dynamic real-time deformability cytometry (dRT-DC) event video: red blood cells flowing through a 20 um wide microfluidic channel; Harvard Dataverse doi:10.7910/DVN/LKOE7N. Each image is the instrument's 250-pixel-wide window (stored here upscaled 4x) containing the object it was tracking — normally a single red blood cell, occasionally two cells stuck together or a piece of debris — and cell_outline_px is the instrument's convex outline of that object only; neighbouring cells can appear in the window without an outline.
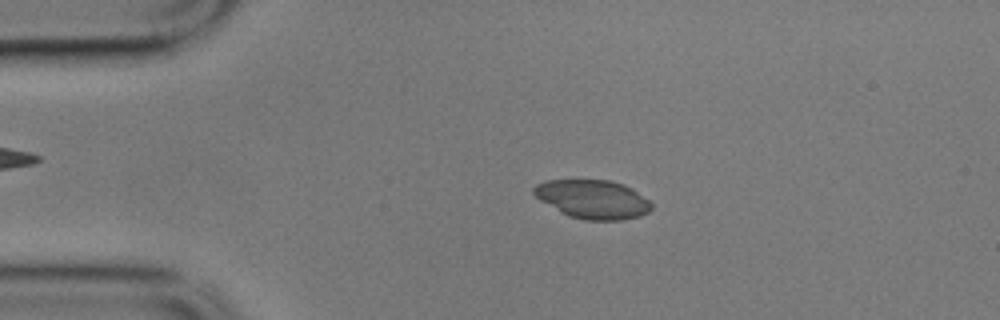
{"species": "common noctule bat (a hibernating species)", "species_latin": "Nyctalus noctula", "temperature_condition": "cold", "stored_images_in_passage": 57, "camera_frame_rate_fps": 3000, "um_per_image_px": 0.085, "animal": {"sex": "male", "body_mass_g": 17.9}, "frame": {"image": 1, "passage_image": 12, "time_ms": 3.667, "image_size_px": [1000, 320], "cell_outline_px": [[652, 208], [648, 212], [640, 216], [620, 220], [584, 220], [568, 216], [560, 212], [540, 200], [532, 192], [532, 188], [536, 184], [544, 180], [612, 180], [624, 184], [632, 188], [648, 200], [652, 204]], "centroid_in_image_um": [50.37, 16.93], "position_along_channel_um": 34.6, "area_um2": 26.7}}
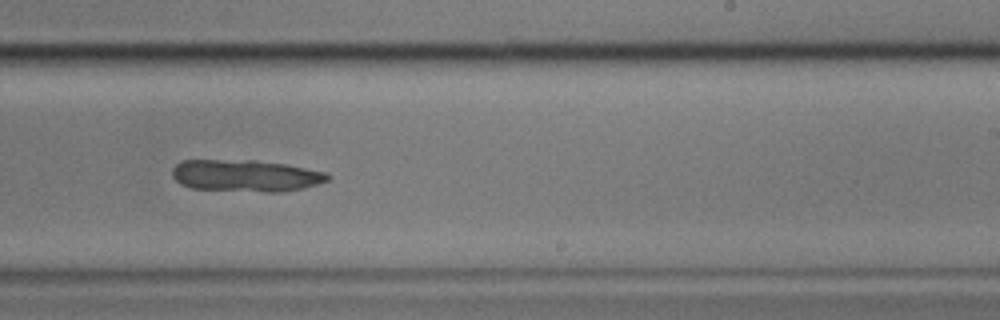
{"frame": {"image": 2, "passage_image": 35, "time_ms": 11.333, "image_size_px": [1000, 320], "cell_outline_px": [[332, 176], [328, 180], [316, 184], [300, 188], [280, 192], [264, 192], [192, 188], [180, 184], [172, 176], [172, 168], [180, 160], [256, 160], [284, 164], [324, 172]], "centroid_in_image_um": [20.83, 14.93], "position_along_channel_um": 268.2, "area_um2": 28.73}}
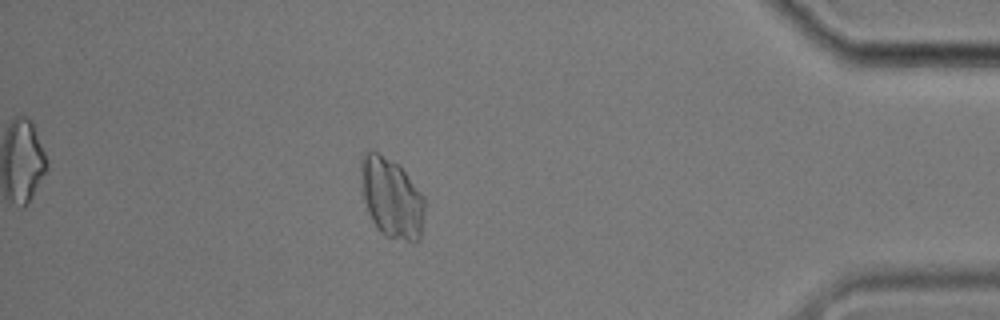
{"frame": {"image": 3, "passage_image": 50, "time_ms": 16.333, "image_size_px": [1000, 320], "cell_outline_px": [[424, 212], [420, 240], [416, 244], [412, 244], [384, 236], [380, 232], [372, 220], [368, 212], [364, 200], [360, 176], [360, 160], [364, 152], [372, 148], [396, 164], [404, 172], [424, 196]], "centroid_in_image_um": [33.27, 16.85], "position_along_channel_um": 401.9, "area_um2": 30.06}}